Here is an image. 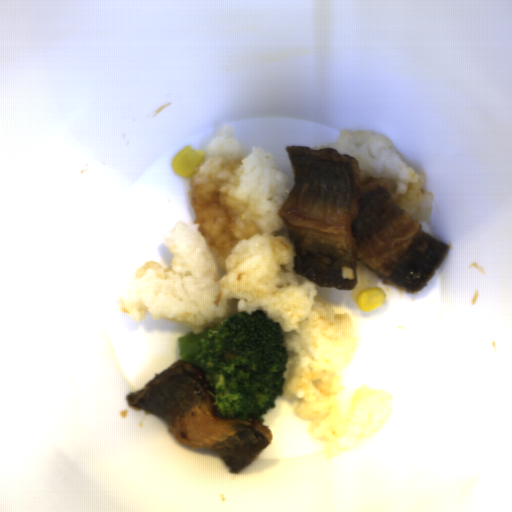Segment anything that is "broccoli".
Masks as SVG:
<instances>
[{
	"label": "broccoli",
	"instance_id": "1706d50b",
	"mask_svg": "<svg viewBox=\"0 0 512 512\" xmlns=\"http://www.w3.org/2000/svg\"><path fill=\"white\" fill-rule=\"evenodd\" d=\"M280 321L257 309L232 314L201 333L177 338L180 360L204 371L214 388L215 412L222 419L256 418L283 397L288 349Z\"/></svg>",
	"mask_w": 512,
	"mask_h": 512
}]
</instances>
